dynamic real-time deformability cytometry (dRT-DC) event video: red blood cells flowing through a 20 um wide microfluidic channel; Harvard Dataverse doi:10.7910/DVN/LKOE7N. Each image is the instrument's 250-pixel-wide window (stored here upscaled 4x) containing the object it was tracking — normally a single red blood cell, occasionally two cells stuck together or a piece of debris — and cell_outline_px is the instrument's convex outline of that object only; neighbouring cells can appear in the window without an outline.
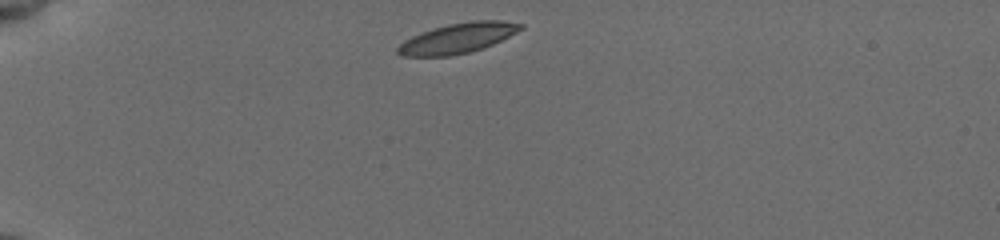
{"species": "common noctule bat (a hibernating species)", "species_latin": "Nyctalus noctula", "temperature_condition": "cold", "stored_images_in_passage": 7, "camera_frame_rate_fps": 3000, "um_per_image_px": 0.085, "animal": {"sex": "female", "body_mass_g": 19.5, "forearm_length_mm": 54.1}, "frame": {"image": 1, "passage_image": 1, "time_ms": 0.0, "image_size_px": [1000, 240], "cell_outline_px": [[524, 28], [492, 44], [468, 52], [448, 56], [400, 56], [396, 52], [396, 48], [404, 40], [412, 36], [432, 28], [448, 24], [472, 20], [500, 20], [524, 24]], "centroid_in_image_um": [38.87, 3.23], "position_along_channel_um": 46.1, "area_um2": 21.39}}
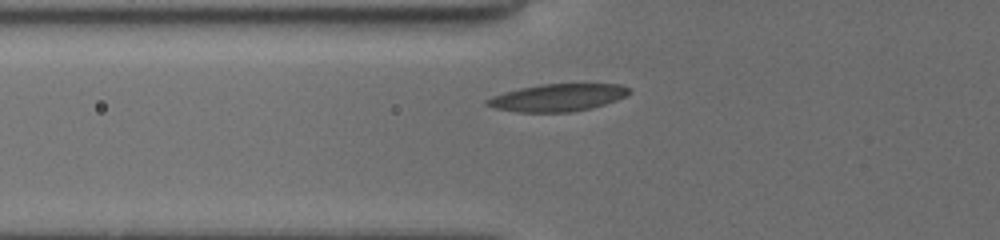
{"frame": {"image": 2, "passage_image": 5, "time_ms": 2.0, "image_size_px": [1000, 240], "cell_outline_px": [[632, 92], [616, 100], [592, 108], [572, 112], [516, 112], [496, 108], [484, 104], [484, 100], [492, 96], [504, 92], [520, 88], [540, 84], [620, 84], [632, 88]], "centroid_in_image_um": [47.4, 8.29], "position_along_channel_um": 78.4, "area_um2": 22.77}}
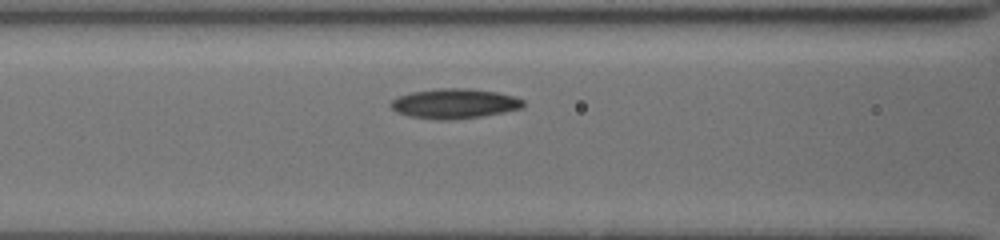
{"frame": {"image": 3, "passage_image": 7, "time_ms": 3.333, "image_size_px": [1000, 240], "cell_outline_px": [[524, 104], [520, 108], [504, 112], [480, 116], [448, 120], [440, 120], [408, 116], [396, 112], [388, 104], [392, 100], [400, 96], [412, 92], [436, 88], [468, 88], [496, 92], [512, 96], [524, 100]], "centroid_in_image_um": [38.59, 8.8], "position_along_channel_um": 128.0, "area_um2": 22.89}}